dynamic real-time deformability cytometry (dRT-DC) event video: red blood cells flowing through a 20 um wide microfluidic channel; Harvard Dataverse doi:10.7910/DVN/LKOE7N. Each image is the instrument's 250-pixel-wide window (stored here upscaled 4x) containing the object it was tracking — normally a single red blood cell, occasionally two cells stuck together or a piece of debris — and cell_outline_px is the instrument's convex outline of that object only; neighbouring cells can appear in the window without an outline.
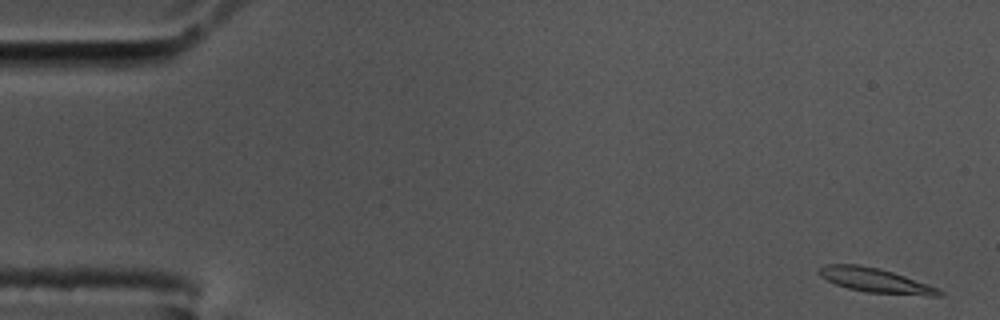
{"species": "common noctule bat (a hibernating species)", "species_latin": "Nyctalus noctula", "temperature_condition": "cold", "stored_images_in_passage": 57, "camera_frame_rate_fps": 3000, "um_per_image_px": 0.085, "animal": {"sex": "male", "body_mass_g": 17.5, "forearm_length_mm": 52.3}, "frame": {"image": 1, "passage_image": 1, "time_ms": 0.0, "image_size_px": [1000, 320], "cell_outline_px": [[944, 292], [940, 296], [928, 296], [868, 292], [848, 288], [836, 284], [820, 276], [820, 268], [824, 264], [860, 264], [892, 272], [928, 284]], "centroid_in_image_um": [74.42, 23.83], "position_along_channel_um": 10.6, "area_um2": 16.76}}
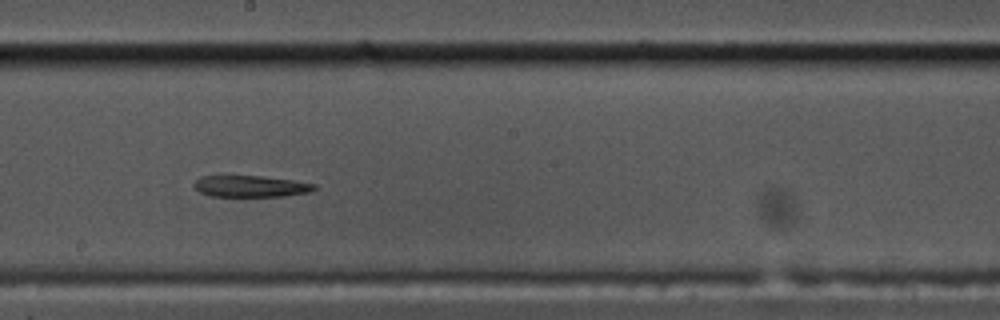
{"frame": {"image": 2, "passage_image": 31, "time_ms": 10.0, "image_size_px": [1000, 320], "cell_outline_px": [[316, 188], [308, 192], [284, 196], [208, 196], [200, 192], [192, 184], [200, 176], [260, 176], [292, 180], [316, 184]], "centroid_in_image_um": [21.27, 15.83], "position_along_channel_um": 226.9, "area_um2": 14.91}}
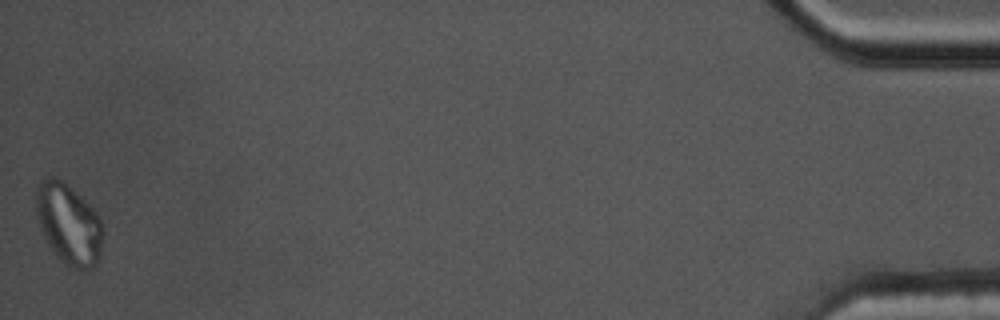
{"frame": {"image": 3, "passage_image": 57, "time_ms": 18.667, "image_size_px": [1000, 320], "cell_outline_px": [[104, 236], [100, 256], [96, 264], [92, 268], [80, 272], [68, 268], [56, 256], [48, 244], [40, 228], [36, 216], [36, 188], [44, 180], [52, 176], [60, 180], [80, 196], [92, 208], [100, 220], [104, 232]], "centroid_in_image_um": [5.85, 19.13], "position_along_channel_um": 429.3, "area_um2": 31.56}}